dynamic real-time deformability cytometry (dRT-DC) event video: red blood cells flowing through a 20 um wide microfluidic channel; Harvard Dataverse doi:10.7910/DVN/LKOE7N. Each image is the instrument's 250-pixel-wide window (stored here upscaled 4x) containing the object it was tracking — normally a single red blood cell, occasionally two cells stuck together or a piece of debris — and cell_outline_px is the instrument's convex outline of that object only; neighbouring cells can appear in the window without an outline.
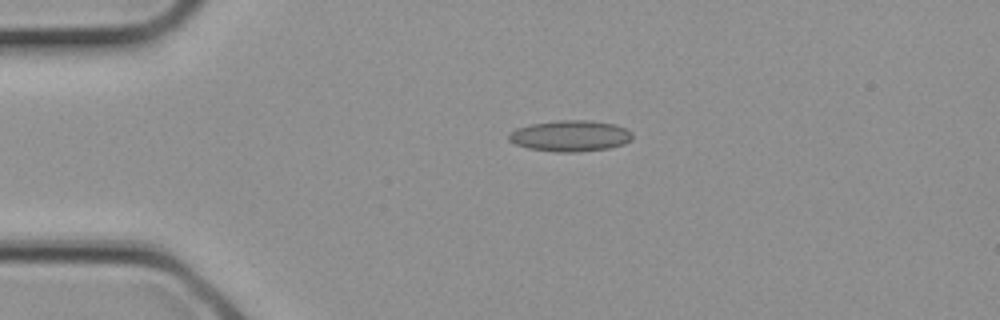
{"species": "common noctule bat (a hibernating species)", "species_latin": "Nyctalus noctula", "temperature_condition": "cold", "stored_images_in_passage": 2, "camera_frame_rate_fps": 3000, "um_per_image_px": 0.085, "animal": {"sex": "female", "body_mass_g": 21.9}, "frame": {"image": 1, "passage_image": 1, "time_ms": 0.0, "image_size_px": [1000, 320], "cell_outline_px": [[632, 140], [624, 144], [608, 148], [576, 152], [556, 152], [528, 148], [516, 144], [508, 140], [508, 132], [516, 128], [528, 124], [556, 120], [592, 120], [616, 124], [628, 128], [632, 132]], "centroid_in_image_um": [48.48, 11.53], "position_along_channel_um": 36.5, "area_um2": 22.77}}
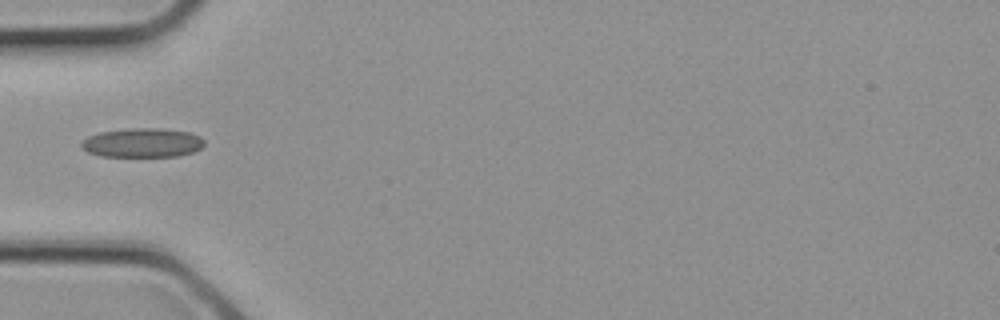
{"frame": {"image": 2, "passage_image": 2, "time_ms": 0.333, "image_size_px": [1000, 320], "cell_outline_px": [[204, 144], [200, 148], [192, 152], [176, 156], [100, 156], [88, 152], [80, 148], [80, 144], [88, 136], [100, 132], [132, 128], [156, 128], [188, 132], [200, 136], [204, 140]], "centroid_in_image_um": [12.08, 12.13], "position_along_channel_um": 72.9, "area_um2": 20.75}}